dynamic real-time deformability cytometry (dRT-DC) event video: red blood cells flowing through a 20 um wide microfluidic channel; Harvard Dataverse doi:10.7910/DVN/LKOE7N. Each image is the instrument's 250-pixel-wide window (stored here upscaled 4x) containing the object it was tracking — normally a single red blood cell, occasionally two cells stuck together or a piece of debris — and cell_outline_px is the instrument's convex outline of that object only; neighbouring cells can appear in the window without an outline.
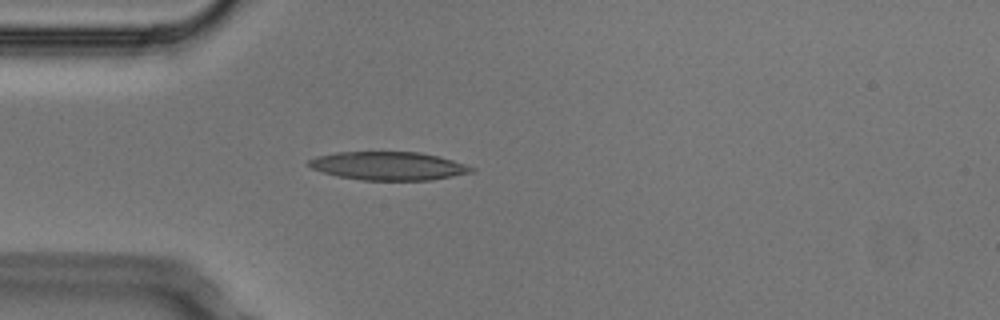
{"species": "Egyptian fruit bat (a non-hibernating species)", "species_latin": "Rousettus aegyptiacus", "temperature_condition": "cold", "stored_images_in_passage": 3, "camera_frame_rate_fps": 3000, "um_per_image_px": 0.085, "animal": {"sex": "male"}, "frame": {"image": 1, "passage_image": 3, "time_ms": 0.667, "image_size_px": [1000, 320], "cell_outline_px": [[476, 168], [472, 172], [432, 180], [360, 180], [336, 176], [312, 168], [304, 164], [308, 160], [316, 156], [336, 152], [420, 152], [440, 156]], "centroid_in_image_um": [32.98, 14.1], "position_along_channel_um": 52.0, "area_um2": 26.99}}